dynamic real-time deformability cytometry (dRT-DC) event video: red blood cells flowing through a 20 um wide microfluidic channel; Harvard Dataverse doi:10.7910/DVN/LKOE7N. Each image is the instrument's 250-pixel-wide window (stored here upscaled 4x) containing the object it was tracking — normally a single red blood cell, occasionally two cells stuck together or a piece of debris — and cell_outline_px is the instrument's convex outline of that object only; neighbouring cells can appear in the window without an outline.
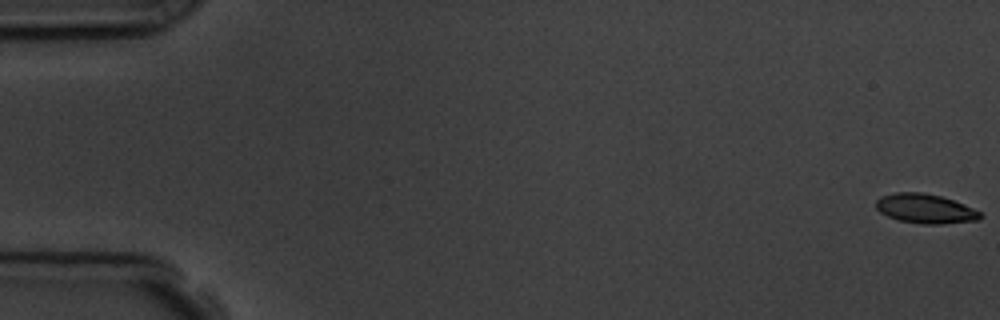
{"species": "common noctule bat (a hibernating species)", "species_latin": "Nyctalus noctula", "temperature_condition": "room temperature", "stored_images_in_passage": 5, "camera_frame_rate_fps": 3000, "um_per_image_px": 0.085, "animal": {"sex": "male", "body_mass_g": 19.5, "forearm_length_mm": 54.6}, "frame": {"image": 1, "passage_image": 1, "time_ms": 0.0, "image_size_px": [1000, 320], "cell_outline_px": [[984, 216], [976, 220], [940, 224], [924, 224], [900, 220], [888, 216], [880, 212], [876, 208], [876, 200], [880, 196], [896, 192], [920, 192], [940, 196], [964, 204], [980, 212]], "centroid_in_image_um": [78.63, 17.73], "position_along_channel_um": 6.4, "area_um2": 17.69}}